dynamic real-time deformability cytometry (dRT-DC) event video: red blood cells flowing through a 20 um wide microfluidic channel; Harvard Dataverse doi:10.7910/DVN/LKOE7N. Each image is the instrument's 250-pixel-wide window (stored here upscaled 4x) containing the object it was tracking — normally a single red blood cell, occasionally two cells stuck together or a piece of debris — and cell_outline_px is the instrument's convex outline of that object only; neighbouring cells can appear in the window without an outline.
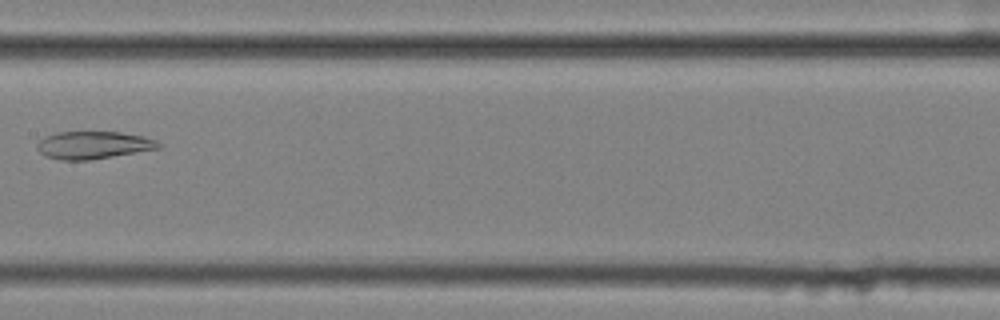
{"species": "common noctule bat (a hibernating species)", "species_latin": "Nyctalus noctula", "temperature_condition": "cold", "stored_images_in_passage": 9, "camera_frame_rate_fps": 3000, "um_per_image_px": 0.085, "animal": {"sex": "female", "body_mass_g": 25.1}, "frame": {"image": 1, "passage_image": 8, "time_ms": 2.333, "image_size_px": [1000, 320], "cell_outline_px": [[164, 144], [160, 148], [88, 160], [60, 160], [44, 156], [36, 148], [36, 144], [44, 136], [56, 132], [120, 132], [144, 136], [156, 140]], "centroid_in_image_um": [7.92, 12.33], "position_along_channel_um": 199.5, "area_um2": 19.59}}